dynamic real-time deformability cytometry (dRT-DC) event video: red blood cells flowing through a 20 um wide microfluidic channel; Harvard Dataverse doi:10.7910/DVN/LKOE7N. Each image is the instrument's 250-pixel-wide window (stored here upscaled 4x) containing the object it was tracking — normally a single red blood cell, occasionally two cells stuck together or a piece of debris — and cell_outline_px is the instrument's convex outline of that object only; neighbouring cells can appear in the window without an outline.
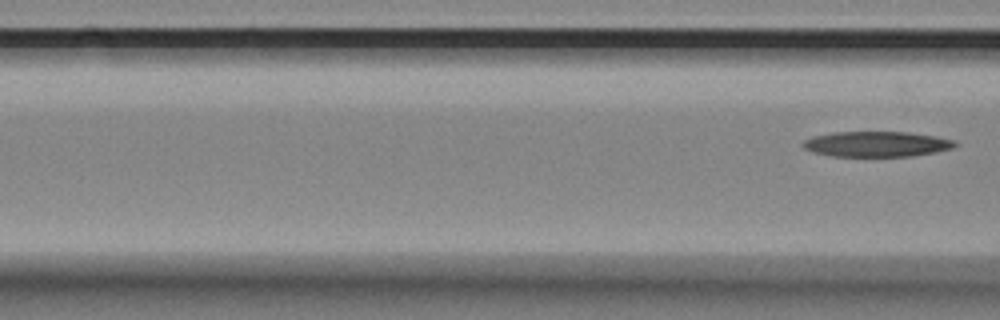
{"species": "Egyptian fruit bat (a non-hibernating species)", "species_latin": "Rousettus aegyptiacus", "temperature_condition": "room temperature", "stored_images_in_passage": 3, "camera_frame_rate_fps": 3000, "um_per_image_px": 0.085, "animal": {"sex": "female"}, "frame": {"image": 1, "passage_image": 3, "time_ms": 0.667, "image_size_px": [1000, 320], "cell_outline_px": [[960, 144], [952, 148], [936, 152], [912, 156], [832, 156], [812, 152], [804, 148], [800, 144], [804, 140], [812, 136], [832, 132], [908, 132], [936, 136], [956, 140]], "centroid_in_image_um": [74.52, 12.24], "position_along_channel_um": 92.1, "area_um2": 22.72}}